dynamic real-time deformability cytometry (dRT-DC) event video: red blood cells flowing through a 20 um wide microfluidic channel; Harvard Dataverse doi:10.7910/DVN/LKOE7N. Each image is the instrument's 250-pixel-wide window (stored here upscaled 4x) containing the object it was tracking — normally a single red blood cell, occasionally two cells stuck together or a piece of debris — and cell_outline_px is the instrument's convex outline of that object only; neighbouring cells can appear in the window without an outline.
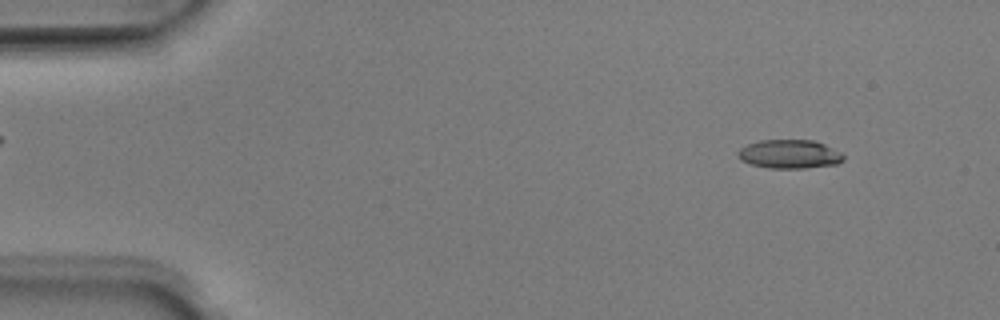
{"species": "Egyptian fruit bat (a non-hibernating species)", "species_latin": "Rousettus aegyptiacus", "temperature_condition": "room temperature", "stored_images_in_passage": 50, "camera_frame_rate_fps": 3000, "um_per_image_px": 0.085, "animal": {"sex": "male"}, "frame": {"image": 1, "passage_image": 5, "time_ms": 1.333, "image_size_px": [1000, 320], "cell_outline_px": [[844, 160], [836, 164], [804, 168], [768, 168], [748, 164], [740, 160], [736, 156], [736, 152], [740, 148], [748, 144], [760, 140], [812, 140], [824, 144], [840, 152], [844, 156]], "centroid_in_image_um": [67.05, 13.1], "position_along_channel_um": 18.0, "area_um2": 17.8}}
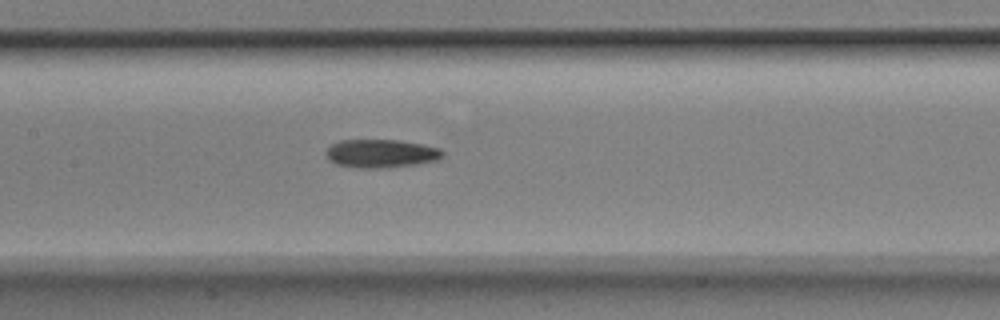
{"frame": {"image": 2, "passage_image": 24, "time_ms": 7.667, "image_size_px": [1000, 320], "cell_outline_px": [[444, 156], [440, 160], [416, 164], [388, 168], [356, 168], [336, 164], [328, 160], [324, 152], [332, 144], [340, 140], [400, 140], [424, 144], [440, 148], [444, 152]], "centroid_in_image_um": [32.41, 13.05], "position_along_channel_um": 175.0, "area_um2": 19.65}}
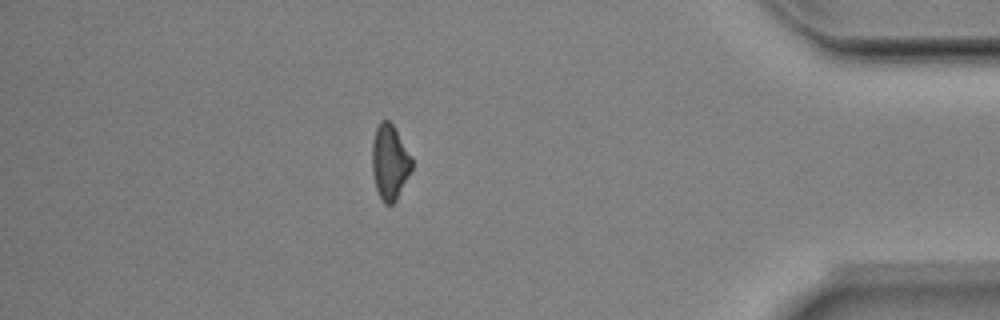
{"frame": {"image": 3, "passage_image": 44, "time_ms": 14.333, "image_size_px": [1000, 320], "cell_outline_px": [[412, 168], [396, 200], [392, 204], [384, 204], [376, 188], [372, 172], [372, 140], [376, 128], [380, 120], [388, 120], [392, 124], [412, 156]], "centroid_in_image_um": [33.12, 13.76], "position_along_channel_um": 402.1, "area_um2": 17.28}, "authors_computed_cell_mechanics": {"area_um2": 18.3226, "velocity_mm_per_s": 4.0073, "shape_relaxation_time_tau1_ms": 5.1771, "shape_relaxation_time_tau2_ms": null, "deformation_change_tau1": 0.1593, "deformation_change_tau2": null}}